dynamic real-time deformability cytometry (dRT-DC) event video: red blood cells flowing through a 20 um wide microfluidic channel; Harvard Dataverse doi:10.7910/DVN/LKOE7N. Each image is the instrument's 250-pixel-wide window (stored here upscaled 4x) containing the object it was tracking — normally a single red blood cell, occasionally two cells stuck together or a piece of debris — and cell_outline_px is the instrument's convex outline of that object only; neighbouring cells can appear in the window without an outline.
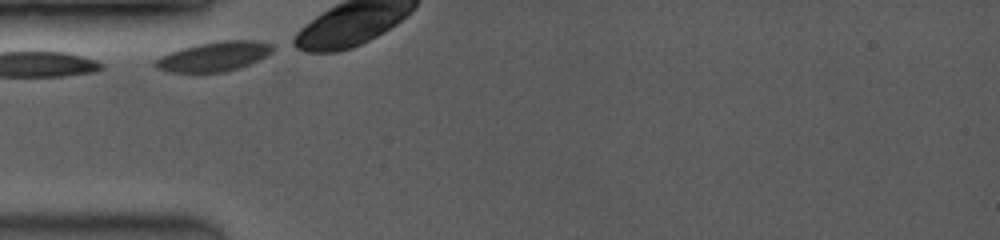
{"species": "common noctule bat (a hibernating species)", "species_latin": "Nyctalus noctula", "temperature_condition": "room temperature", "stored_images_in_passage": 20, "camera_frame_rate_fps": 3500, "um_per_image_px": 0.085, "animal": {"sex": "female", "body_mass_g": 19.0, "forearm_length_mm": 53.3}, "frame": {"image": 1, "passage_image": 1, "time_ms": 0.0, "image_size_px": [1000, 240], "cell_outline_px": [[272, 52], [240, 68], [224, 72], [168, 72], [156, 68], [152, 64], [152, 60], [160, 56], [180, 48], [196, 44], [220, 40], [256, 40], [272, 44]], "centroid_in_image_um": [18.11, 4.79], "position_along_channel_um": 66.9, "area_um2": 20.35}}